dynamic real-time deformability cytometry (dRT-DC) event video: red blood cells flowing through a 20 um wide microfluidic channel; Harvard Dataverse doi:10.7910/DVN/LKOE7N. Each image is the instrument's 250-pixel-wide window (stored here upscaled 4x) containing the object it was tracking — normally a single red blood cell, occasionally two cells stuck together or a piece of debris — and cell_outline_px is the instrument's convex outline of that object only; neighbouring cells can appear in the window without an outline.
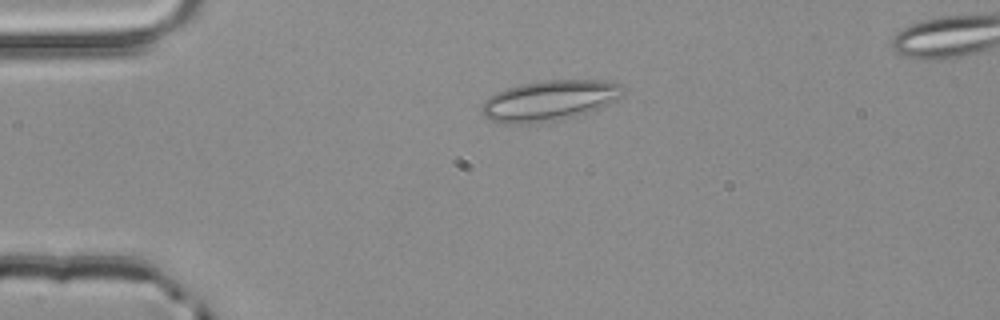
{"species": "common noctule bat (a hibernating species)", "species_latin": "Nyctalus noctula", "temperature_condition": "room temperature", "stored_images_in_passage": 2, "camera_frame_rate_fps": 3000, "um_per_image_px": 0.085, "animal": {"sex": "male", "body_mass_g": 20.4}, "frame": {"image": 1, "passage_image": 1, "time_ms": 0.0, "image_size_px": [1000, 320], "cell_outline_px": [[624, 92], [620, 96], [596, 108], [572, 116], [528, 124], [504, 124], [492, 120], [484, 116], [480, 112], [480, 108], [484, 100], [488, 96], [496, 92], [520, 84], [540, 80], [596, 80], [620, 84], [624, 88]], "centroid_in_image_um": [46.58, 8.53], "position_along_channel_um": 38.4, "area_um2": 32.71}}